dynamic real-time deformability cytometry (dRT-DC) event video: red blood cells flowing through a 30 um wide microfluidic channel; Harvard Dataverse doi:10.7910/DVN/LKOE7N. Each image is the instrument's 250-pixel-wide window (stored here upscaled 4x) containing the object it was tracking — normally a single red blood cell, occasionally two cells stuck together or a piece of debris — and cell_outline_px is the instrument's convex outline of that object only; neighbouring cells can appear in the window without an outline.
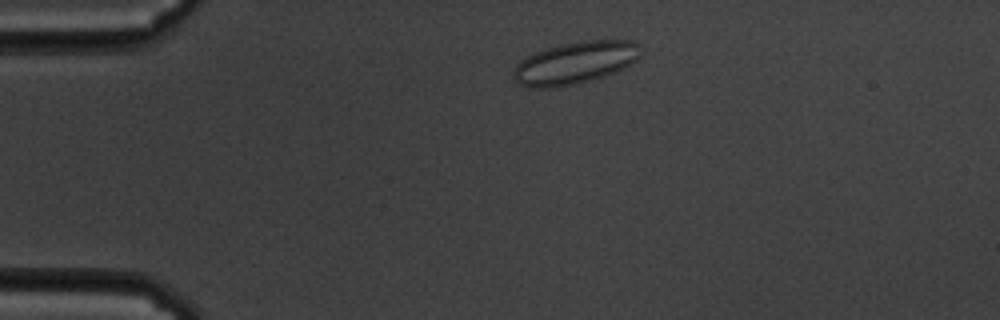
{"species": "common noctule bat (a hibernating species)", "species_latin": "Nyctalus noctula", "temperature_condition": "cold", "stored_images_in_passage": 52, "camera_frame_rate_fps": 3000, "um_per_image_px": 0.085, "animal": {"sex": "male", "body_mass_g": 19.5, "forearm_length_mm": 54.6}, "frame": {"image": 1, "passage_image": 5, "time_ms": 1.333, "image_size_px": [1000, 320], "cell_outline_px": [[640, 56], [632, 64], [616, 72], [580, 84], [552, 88], [524, 88], [516, 84], [512, 80], [512, 76], [516, 64], [520, 60], [536, 52], [560, 44], [580, 40], [632, 40], [636, 44]], "centroid_in_image_um": [48.82, 5.37], "position_along_channel_um": 36.2, "area_um2": 31.79}}
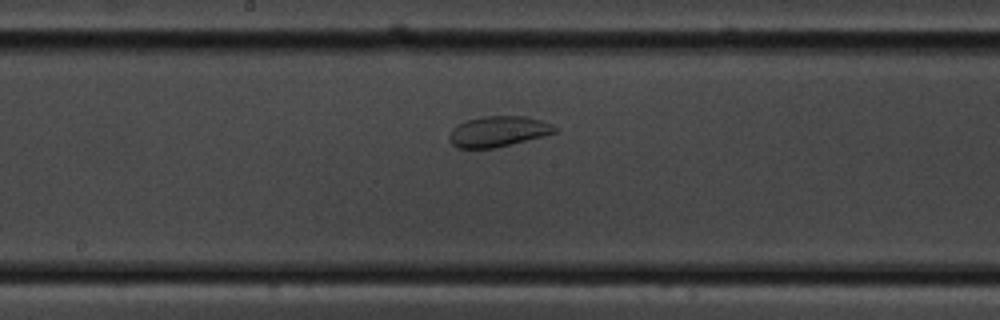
{"frame": {"image": 2, "passage_image": 24, "time_ms": 7.667, "image_size_px": [1000, 320], "cell_outline_px": [[556, 132], [492, 148], [460, 148], [452, 144], [448, 136], [452, 128], [456, 124], [464, 120], [484, 116], [524, 116], [540, 120], [552, 124], [556, 128]], "centroid_in_image_um": [42.27, 11.15], "position_along_channel_um": 205.9, "area_um2": 18.5}}
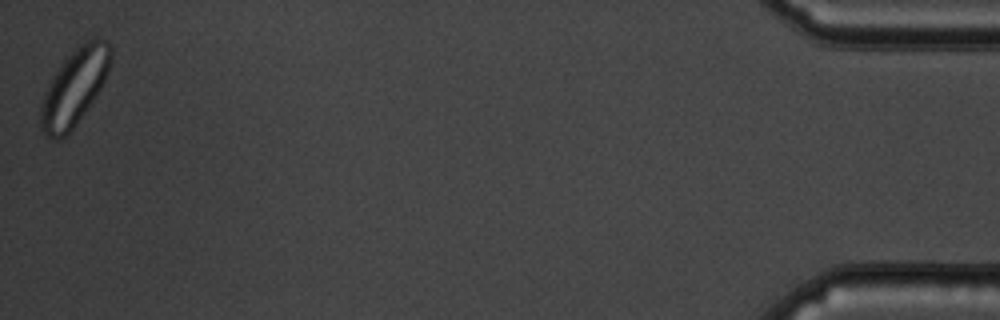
{"frame": {"image": 3, "passage_image": 52, "time_ms": 17.0, "image_size_px": [1000, 320], "cell_outline_px": [[112, 52], [108, 72], [100, 88], [68, 136], [60, 140], [56, 140], [48, 136], [40, 128], [40, 104], [44, 92], [52, 76], [60, 64], [84, 40], [100, 36], [108, 40], [112, 48]], "centroid_in_image_um": [6.32, 7.39], "position_along_channel_um": 428.9, "area_um2": 31.33}}